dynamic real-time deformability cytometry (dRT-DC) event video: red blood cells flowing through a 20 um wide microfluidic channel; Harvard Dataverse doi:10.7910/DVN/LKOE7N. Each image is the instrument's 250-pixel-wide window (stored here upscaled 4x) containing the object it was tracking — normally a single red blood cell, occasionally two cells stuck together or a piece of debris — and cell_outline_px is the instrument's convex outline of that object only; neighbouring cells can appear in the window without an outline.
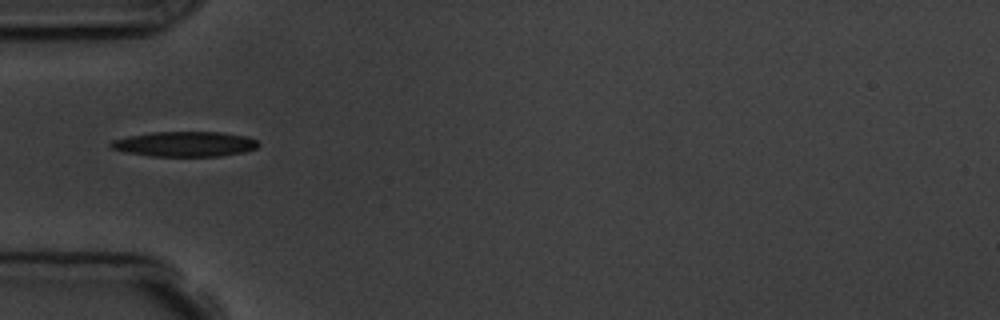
{"species": "common noctule bat (a hibernating species)", "species_latin": "Nyctalus noctula", "temperature_condition": "room temperature", "stored_images_in_passage": 5, "camera_frame_rate_fps": 3000, "um_per_image_px": 0.085, "animal": {"sex": "male", "body_mass_g": 19.5, "forearm_length_mm": 54.6}, "frame": {"image": 1, "passage_image": 2, "time_ms": 1.0, "image_size_px": [1000, 320], "cell_outline_px": [[260, 144], [256, 148], [244, 152], [220, 156], [152, 156], [128, 152], [112, 148], [108, 144], [112, 140], [128, 136], [152, 132], [220, 132], [244, 136], [256, 140]], "centroid_in_image_um": [15.71, 12.24], "position_along_channel_um": 69.3, "area_um2": 21.39}}